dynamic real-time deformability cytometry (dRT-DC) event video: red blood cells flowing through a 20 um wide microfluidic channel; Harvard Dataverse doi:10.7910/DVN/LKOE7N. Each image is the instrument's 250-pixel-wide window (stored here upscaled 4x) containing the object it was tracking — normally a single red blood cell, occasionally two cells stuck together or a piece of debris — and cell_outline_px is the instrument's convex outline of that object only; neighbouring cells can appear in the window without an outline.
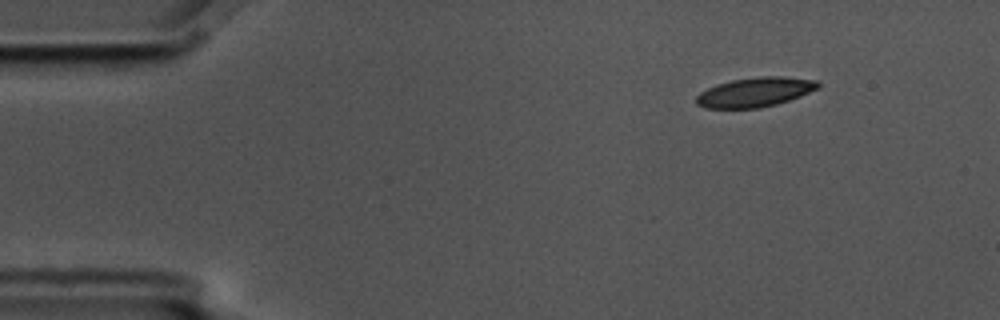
{"species": "common noctule bat (a hibernating species)", "species_latin": "Nyctalus noctula", "temperature_condition": "cold", "stored_images_in_passage": 3, "camera_frame_rate_fps": 3000, "um_per_image_px": 0.085, "animal": {"sex": "male", "body_mass_g": 17.5, "forearm_length_mm": 52.3}, "frame": {"image": 1, "passage_image": 1, "time_ms": 0.0, "image_size_px": [1000, 320], "cell_outline_px": [[820, 88], [800, 96], [776, 104], [760, 108], [704, 108], [696, 104], [696, 96], [700, 92], [716, 84], [732, 80], [760, 76], [784, 76], [820, 80]], "centroid_in_image_um": [64.21, 7.82], "position_along_channel_um": 20.8, "area_um2": 21.1}}
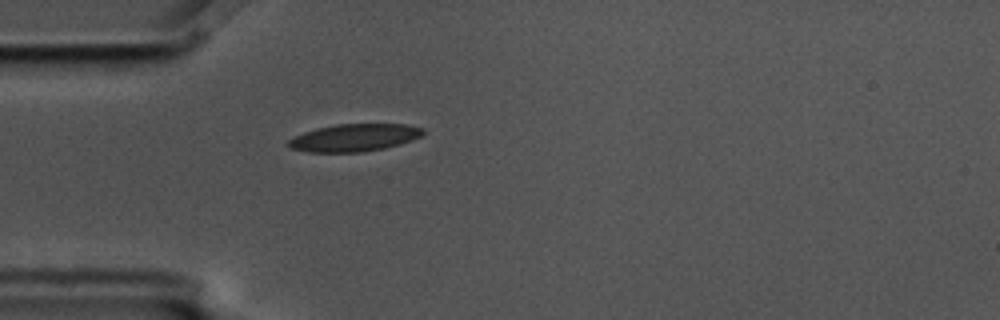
{"frame": {"image": 2, "passage_image": 3, "time_ms": 0.667, "image_size_px": [1000, 320], "cell_outline_px": [[424, 132], [420, 136], [412, 140], [400, 144], [384, 148], [360, 152], [308, 152], [292, 148], [284, 144], [288, 140], [304, 132], [316, 128], [336, 124], [408, 124], [424, 128]], "centroid_in_image_um": [30.11, 11.69], "position_along_channel_um": 54.9, "area_um2": 21.56}}